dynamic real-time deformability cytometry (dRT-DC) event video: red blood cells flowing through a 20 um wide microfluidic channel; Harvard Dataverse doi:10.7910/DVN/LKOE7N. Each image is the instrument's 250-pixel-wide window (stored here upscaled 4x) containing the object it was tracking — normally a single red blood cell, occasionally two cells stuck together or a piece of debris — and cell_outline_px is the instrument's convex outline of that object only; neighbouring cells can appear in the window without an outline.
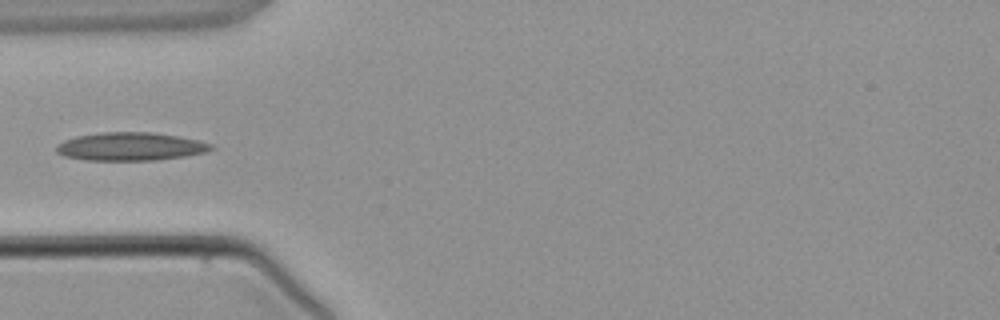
{"species": "common noctule bat (a hibernating species)", "species_latin": "Nyctalus noctula", "temperature_condition": "warm", "stored_images_in_passage": 2, "camera_frame_rate_fps": 3000, "um_per_image_px": 0.085, "animal": {"sex": "male", "body_mass_g": 21.5, "forearm_length_mm": 52.0}, "frame": {"image": 1, "passage_image": 2, "time_ms": 3.667, "image_size_px": [1000, 320], "cell_outline_px": [[216, 148], [204, 152], [184, 156], [156, 160], [88, 160], [64, 156], [56, 152], [56, 144], [64, 140], [76, 136], [100, 132], [156, 132], [200, 140], [212, 144]], "centroid_in_image_um": [11.09, 12.44], "position_along_channel_um": 73.9, "area_um2": 25.55}}